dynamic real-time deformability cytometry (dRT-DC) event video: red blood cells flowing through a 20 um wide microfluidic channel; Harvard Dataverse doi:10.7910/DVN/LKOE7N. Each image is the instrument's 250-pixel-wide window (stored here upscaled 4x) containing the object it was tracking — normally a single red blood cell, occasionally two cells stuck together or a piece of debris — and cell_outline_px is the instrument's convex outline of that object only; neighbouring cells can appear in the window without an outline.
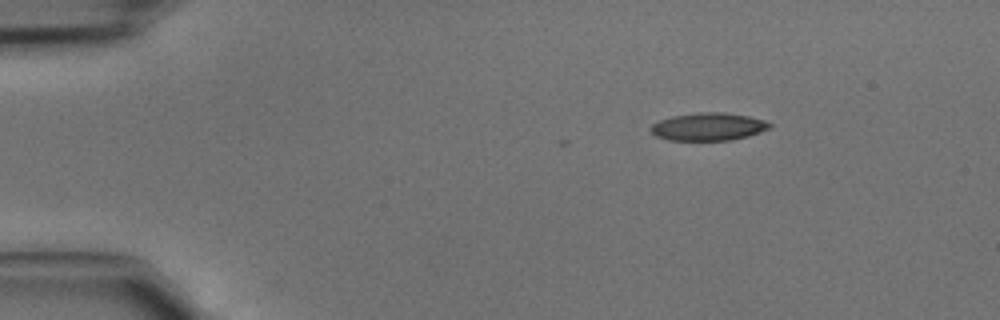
{"species": "common noctule bat (a hibernating species)", "species_latin": "Nyctalus noctula", "temperature_condition": "cold", "stored_images_in_passage": 5, "camera_frame_rate_fps": 3000, "um_per_image_px": 0.085, "animal": {"sex": "male", "body_mass_g": 15.6}, "frame": {"image": 1, "passage_image": 1, "time_ms": 0.0, "image_size_px": [1000, 320], "cell_outline_px": [[772, 124], [768, 128], [760, 132], [748, 136], [732, 140], [668, 140], [656, 136], [652, 132], [652, 124], [660, 120], [672, 116], [696, 112], [724, 112], [748, 116], [764, 120]], "centroid_in_image_um": [60.21, 10.76], "position_along_channel_um": 24.8, "area_um2": 19.13}}